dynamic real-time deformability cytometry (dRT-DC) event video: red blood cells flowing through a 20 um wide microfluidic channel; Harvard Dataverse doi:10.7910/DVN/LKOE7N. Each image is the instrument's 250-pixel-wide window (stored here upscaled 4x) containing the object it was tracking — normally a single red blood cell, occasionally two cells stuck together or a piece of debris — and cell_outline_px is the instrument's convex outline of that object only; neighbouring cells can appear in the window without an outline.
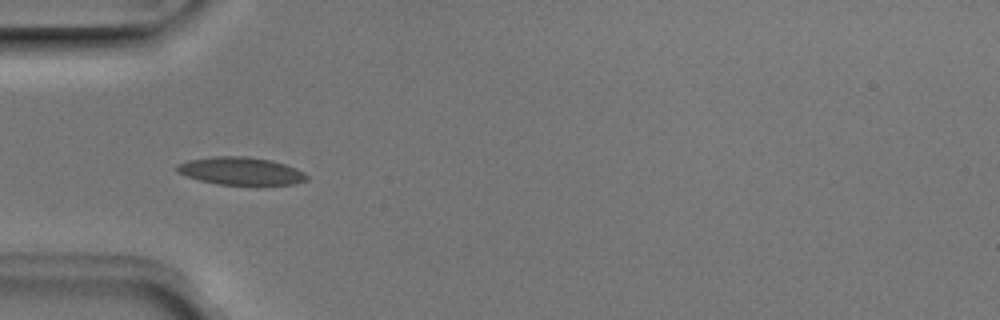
{"species": "Egyptian fruit bat (a non-hibernating species)", "species_latin": "Rousettus aegyptiacus", "temperature_condition": "room temperature", "stored_images_in_passage": 36, "camera_frame_rate_fps": 3000, "um_per_image_px": 0.085, "animal": {"sex": "male"}, "frame": {"image": 1, "passage_image": 1, "time_ms": 0.0, "image_size_px": [1000, 320], "cell_outline_px": [[308, 180], [292, 184], [264, 188], [216, 184], [200, 180], [176, 172], [176, 164], [188, 160], [212, 156], [248, 156], [272, 160], [296, 168], [304, 172], [308, 176]], "centroid_in_image_um": [20.52, 14.58], "position_along_channel_um": 64.5, "area_um2": 22.02}}
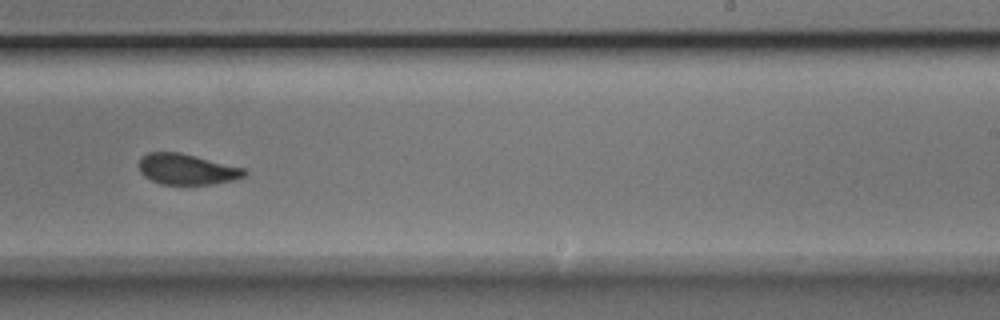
{"frame": {"image": 2, "passage_image": 17, "time_ms": 5.333, "image_size_px": [1000, 320], "cell_outline_px": [[248, 172], [244, 176], [232, 180], [212, 184], [160, 184], [144, 176], [140, 172], [140, 160], [148, 152], [180, 152], [244, 168]], "centroid_in_image_um": [15.88, 14.38], "position_along_channel_um": 273.1, "area_um2": 18.67}}
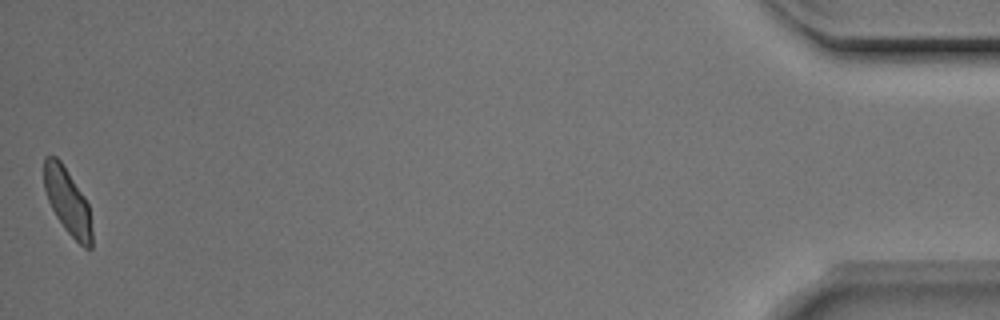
{"frame": {"image": 3, "passage_image": 36, "time_ms": 11.667, "image_size_px": [1000, 320], "cell_outline_px": [[92, 248], [84, 248], [64, 228], [56, 216], [48, 200], [44, 188], [44, 156], [56, 156], [60, 160], [84, 196], [88, 204], [92, 228]], "centroid_in_image_um": [5.74, 17.12], "position_along_channel_um": 429.5, "area_um2": 18.21}, "authors_computed_cell_mechanics": {"area_um2": 19.4786, "velocity_mm_per_s": 3.9439, "shape_relaxation_time_tau1_ms": 8.5205, "shape_relaxation_time_tau2_ms": 1.5324, "deformation_change_tau1": 0.1809, "deformation_change_tau2": 0.0606}}